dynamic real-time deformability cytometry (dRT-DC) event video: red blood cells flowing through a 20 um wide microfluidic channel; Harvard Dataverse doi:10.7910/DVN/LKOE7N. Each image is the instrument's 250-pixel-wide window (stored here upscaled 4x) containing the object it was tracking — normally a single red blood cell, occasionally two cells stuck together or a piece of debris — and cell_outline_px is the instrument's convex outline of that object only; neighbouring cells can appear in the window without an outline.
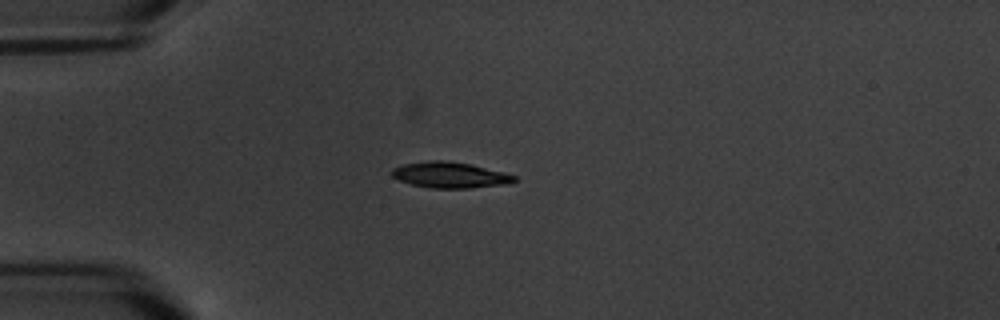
{"species": "common noctule bat (a hibernating species)", "species_latin": "Nyctalus noctula", "temperature_condition": "warm", "stored_images_in_passage": 10, "camera_frame_rate_fps": 3000, "um_per_image_px": 0.085, "animal": {"sex": "male", "body_mass_g": 20.1, "forearm_length_mm": 53.5}, "frame": {"image": 1, "passage_image": 4, "time_ms": 3.667, "image_size_px": [1000, 320], "cell_outline_px": [[516, 180], [512, 184], [468, 188], [432, 188], [412, 184], [400, 180], [392, 176], [392, 168], [404, 164], [428, 160], [444, 160], [472, 164], [504, 172], [516, 176]], "centroid_in_image_um": [38.3, 14.87], "position_along_channel_um": 46.7, "area_um2": 18.55}}
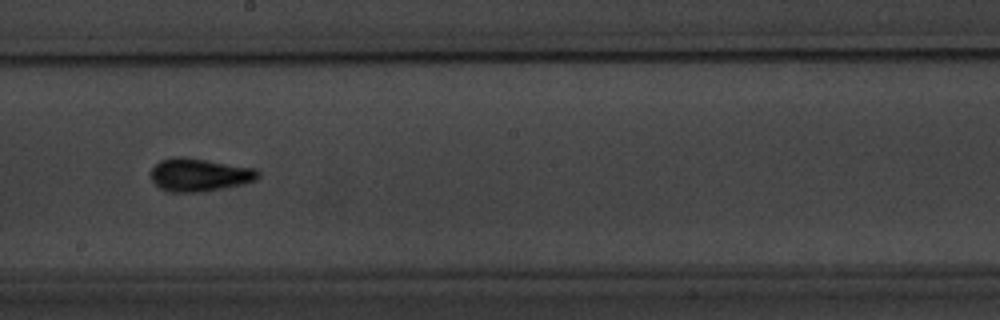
{"frame": {"image": 2, "passage_image": 9, "time_ms": 9.667, "image_size_px": [1000, 320], "cell_outline_px": [[260, 176], [256, 180], [240, 184], [200, 192], [172, 192], [156, 184], [152, 180], [152, 168], [160, 160], [176, 156], [184, 156], [256, 168], [260, 172]], "centroid_in_image_um": [16.98, 14.83], "position_along_channel_um": 231.2, "area_um2": 20.4}}